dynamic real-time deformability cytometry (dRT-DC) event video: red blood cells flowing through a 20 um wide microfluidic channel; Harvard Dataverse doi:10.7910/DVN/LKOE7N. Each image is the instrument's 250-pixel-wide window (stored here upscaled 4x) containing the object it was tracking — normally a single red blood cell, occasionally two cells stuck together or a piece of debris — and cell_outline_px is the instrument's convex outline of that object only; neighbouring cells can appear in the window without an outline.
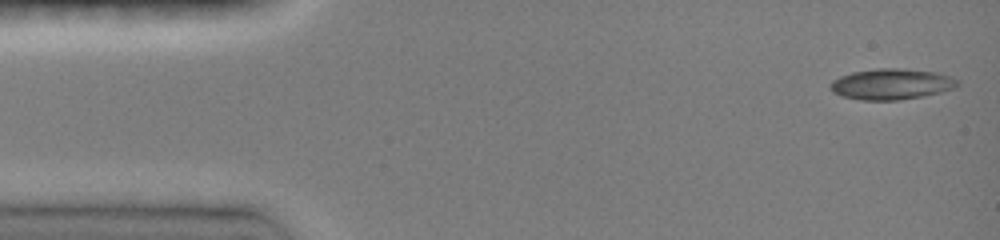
{"species": "common noctule bat (a hibernating species)", "species_latin": "Nyctalus noctula", "temperature_condition": "room temperature", "stored_images_in_passage": 64, "camera_frame_rate_fps": 3000, "um_per_image_px": 0.085, "animal": {"sex": "female", "body_mass_g": 19.0, "forearm_length_mm": 51.5}, "frame": {"image": 1, "passage_image": 1, "time_ms": 0.0, "image_size_px": [1000, 240], "cell_outline_px": [[960, 84], [952, 88], [940, 92], [924, 96], [900, 100], [860, 100], [844, 96], [832, 92], [832, 80], [840, 76], [852, 72], [876, 68], [904, 68], [936, 72], [960, 80]], "centroid_in_image_um": [75.79, 7.14], "position_along_channel_um": 9.2, "area_um2": 22.83}}
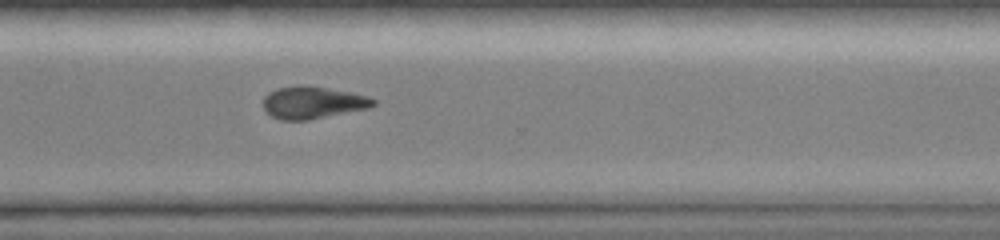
{"frame": {"image": 2, "passage_image": 47, "time_ms": 11.0, "image_size_px": [1000, 240], "cell_outline_px": [[376, 104], [368, 108], [308, 120], [280, 120], [272, 116], [264, 108], [264, 96], [268, 92], [276, 88], [296, 84], [304, 84], [352, 92], [368, 96], [376, 100]], "centroid_in_image_um": [26.57, 8.69], "position_along_channel_um": 344.0, "area_um2": 20.87}}
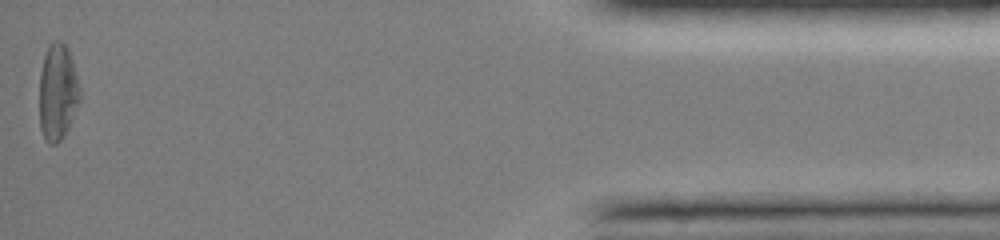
{"frame": {"image": 3, "passage_image": 64, "time_ms": 15.0, "image_size_px": [1000, 240], "cell_outline_px": [[80, 100], [60, 140], [56, 144], [48, 144], [44, 140], [40, 128], [40, 72], [44, 56], [48, 44], [52, 40], [60, 40], [68, 48], [72, 60], [80, 88]], "centroid_in_image_um": [4.88, 7.79], "position_along_channel_um": 430.3, "area_um2": 22.54}, "authors_computed_cell_mechanics": {"area_um2": 21.6172, "velocity_mm_per_s": 4.0415, "shape_relaxation_time_tau1_ms": 8.319, "shape_relaxation_time_tau2_ms": null, "deformation_change_tau1": 0.1864, "deformation_change_tau2": null}}